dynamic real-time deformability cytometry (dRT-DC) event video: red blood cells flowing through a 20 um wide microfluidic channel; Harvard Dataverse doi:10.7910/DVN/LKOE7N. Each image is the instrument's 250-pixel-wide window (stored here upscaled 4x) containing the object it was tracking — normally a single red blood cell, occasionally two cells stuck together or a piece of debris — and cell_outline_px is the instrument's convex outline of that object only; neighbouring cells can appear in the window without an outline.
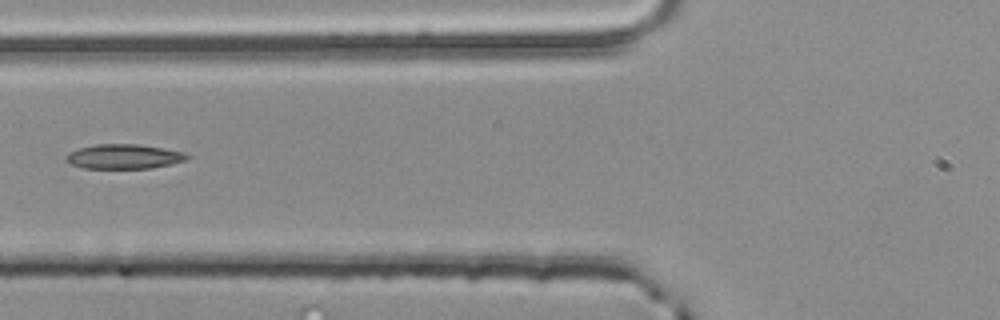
{"species": "common noctule bat (a hibernating species)", "species_latin": "Nyctalus noctula", "temperature_condition": "room temperature", "stored_images_in_passage": 5, "camera_frame_rate_fps": 3000, "um_per_image_px": 0.085, "animal": {"sex": "male", "body_mass_g": 20.4}, "frame": {"image": 1, "passage_image": 5, "time_ms": 1.333, "image_size_px": [1000, 320], "cell_outline_px": [[192, 156], [184, 160], [172, 164], [152, 168], [84, 168], [68, 164], [64, 160], [68, 152], [80, 148], [96, 144], [140, 144], [184, 152]], "centroid_in_image_um": [10.51, 13.31], "position_along_channel_um": 115.3, "area_um2": 17.46}}